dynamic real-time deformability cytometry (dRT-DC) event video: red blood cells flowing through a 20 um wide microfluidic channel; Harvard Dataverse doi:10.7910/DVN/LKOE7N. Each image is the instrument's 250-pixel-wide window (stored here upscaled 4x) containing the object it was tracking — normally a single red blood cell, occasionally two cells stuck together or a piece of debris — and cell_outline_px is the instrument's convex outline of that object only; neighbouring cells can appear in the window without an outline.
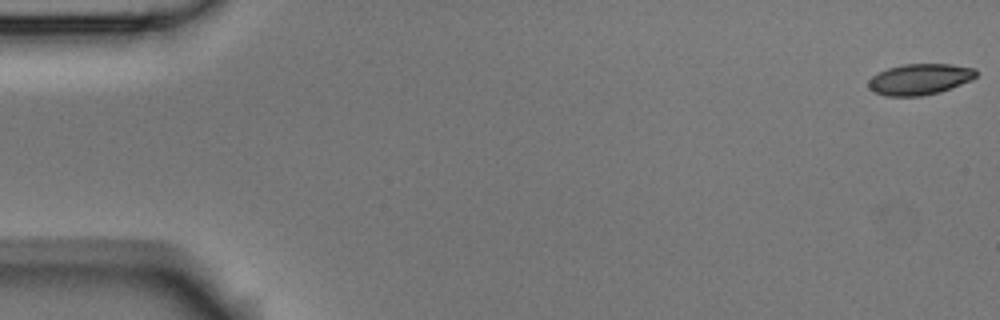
{"species": "Egyptian fruit bat (a non-hibernating species)", "species_latin": "Rousettus aegyptiacus", "temperature_condition": "room temperature", "stored_images_in_passage": 5, "camera_frame_rate_fps": 3000, "um_per_image_px": 0.085, "animal": {"sex": "male"}, "frame": {"image": 1, "passage_image": 1, "time_ms": 0.0, "image_size_px": [1000, 320], "cell_outline_px": [[976, 76], [972, 80], [940, 92], [920, 96], [884, 96], [872, 92], [868, 88], [868, 80], [872, 76], [888, 68], [904, 64], [952, 64], [976, 68]], "centroid_in_image_um": [78.16, 6.74], "position_along_channel_um": 6.8, "area_um2": 19.59}}
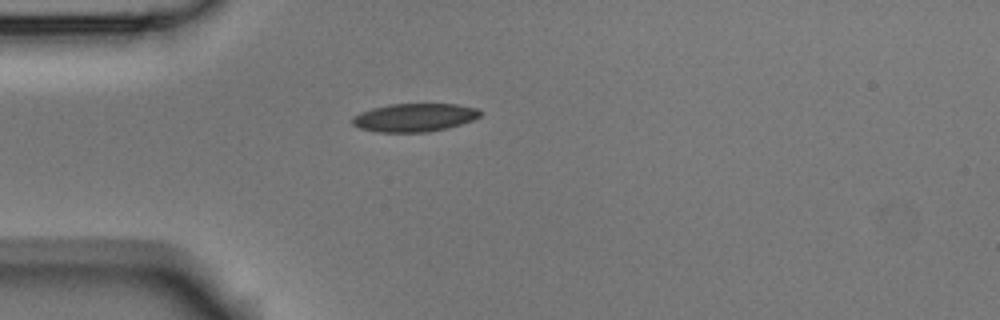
{"frame": {"image": 2, "passage_image": 5, "time_ms": 1.333, "image_size_px": [1000, 320], "cell_outline_px": [[484, 112], [480, 116], [472, 120], [448, 128], [428, 132], [380, 132], [360, 128], [352, 124], [352, 116], [360, 112], [372, 108], [392, 104], [456, 104], [476, 108]], "centroid_in_image_um": [35.23, 9.99], "position_along_channel_um": 49.8, "area_um2": 21.04}}